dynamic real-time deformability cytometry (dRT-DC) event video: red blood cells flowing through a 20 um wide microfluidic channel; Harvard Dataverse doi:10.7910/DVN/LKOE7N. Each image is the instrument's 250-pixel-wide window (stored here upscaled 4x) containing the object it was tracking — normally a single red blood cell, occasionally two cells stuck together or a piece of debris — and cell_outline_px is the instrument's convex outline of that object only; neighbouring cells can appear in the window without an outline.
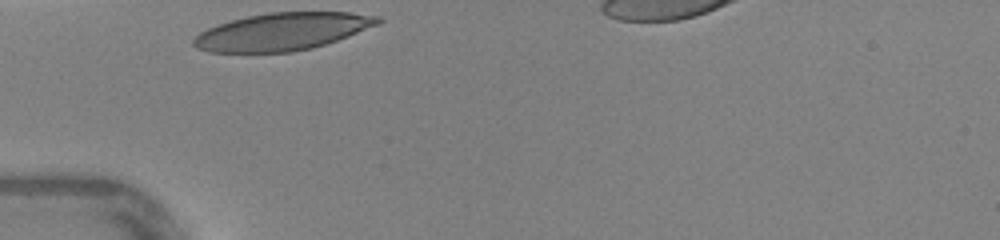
{"species": "human", "species_latin": "Homo sapiens", "temperature_condition": "warm", "stored_images_in_passage": 23, "camera_frame_rate_fps": 3000, "um_per_image_px": 0.085, "donor": {"sex": "female"}, "frame": {"image": 1, "passage_image": 1, "time_ms": 0.0, "image_size_px": [1000, 240], "cell_outline_px": [[384, 20], [376, 24], [348, 36], [312, 48], [292, 52], [208, 52], [196, 48], [192, 44], [192, 40], [200, 32], [208, 28], [232, 20], [248, 16], [268, 12], [348, 12], [380, 16]], "centroid_in_image_um": [23.97, 2.68], "position_along_channel_um": 61.0, "area_um2": 39.94}}
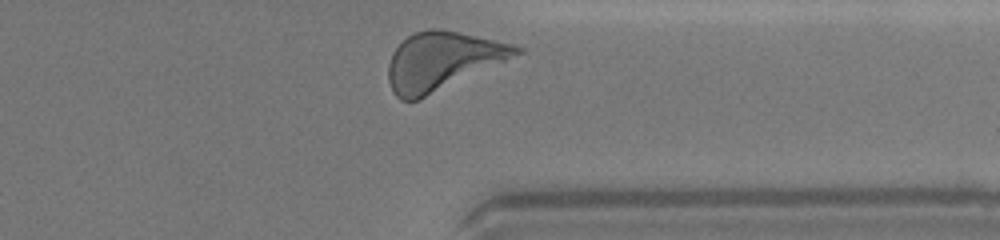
{"frame": {"image": 2, "passage_image": 23, "time_ms": 7.333, "image_size_px": [1000, 240], "cell_outline_px": [[524, 52], [420, 100], [400, 100], [392, 92], [388, 80], [388, 64], [392, 52], [408, 36], [416, 32], [432, 28], [436, 28], [516, 44], [524, 48]], "centroid_in_image_um": [37.59, 5.2], "position_along_channel_um": 373.8, "area_um2": 43.12}, "authors_computed_cell_mechanics": {"area_um2": 40.1132, "velocity_mm_per_s": 4.3377, "shape_relaxation_time_tau1_ms": 1.9636, "shape_relaxation_time_tau2_ms": null, "deformation_change_tau1": 0.1431, "deformation_change_tau2": null}}